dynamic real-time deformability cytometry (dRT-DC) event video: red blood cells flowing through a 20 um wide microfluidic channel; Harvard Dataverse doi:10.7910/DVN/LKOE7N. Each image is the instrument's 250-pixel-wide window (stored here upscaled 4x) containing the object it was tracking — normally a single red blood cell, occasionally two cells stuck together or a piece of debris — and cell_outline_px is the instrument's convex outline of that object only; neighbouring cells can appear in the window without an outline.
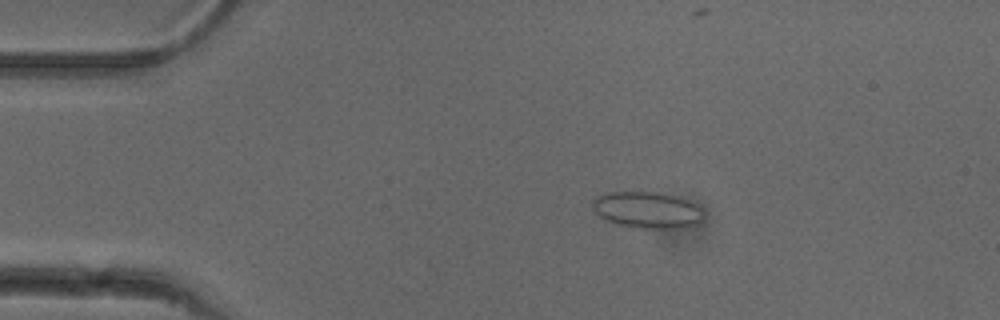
{"species": "common noctule bat (a hibernating species)", "species_latin": "Nyctalus noctula", "temperature_condition": "cold", "stored_images_in_passage": 54, "camera_frame_rate_fps": 3000, "um_per_image_px": 0.085, "animal": {"sex": "female"}, "frame": {"image": 1, "passage_image": 10, "time_ms": 3.0, "image_size_px": [1000, 320], "cell_outline_px": [[704, 220], [700, 224], [692, 228], [636, 228], [604, 220], [592, 208], [592, 200], [596, 196], [604, 192], [652, 192], [680, 196], [704, 208]], "centroid_in_image_um": [55.09, 17.85], "position_along_channel_um": 29.9, "area_um2": 24.28}}
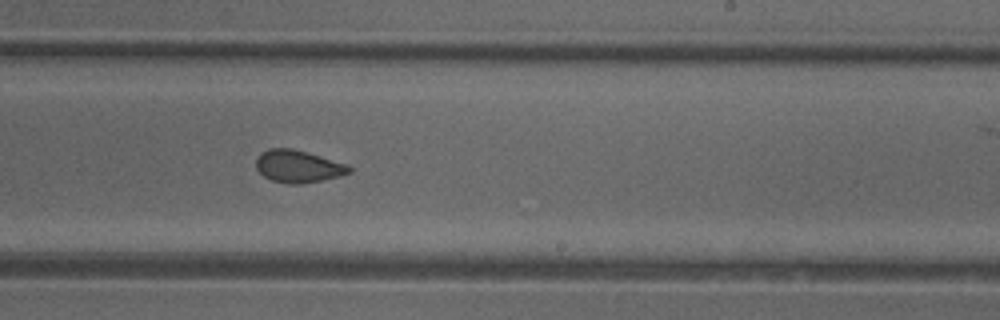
{"frame": {"image": 2, "passage_image": 32, "time_ms": 10.333, "image_size_px": [1000, 320], "cell_outline_px": [[352, 172], [340, 176], [300, 184], [288, 184], [272, 180], [264, 176], [256, 168], [256, 160], [260, 152], [268, 148], [292, 148], [348, 164], [352, 168]], "centroid_in_image_um": [25.34, 14.13], "position_along_channel_um": 263.7, "area_um2": 17.57}}
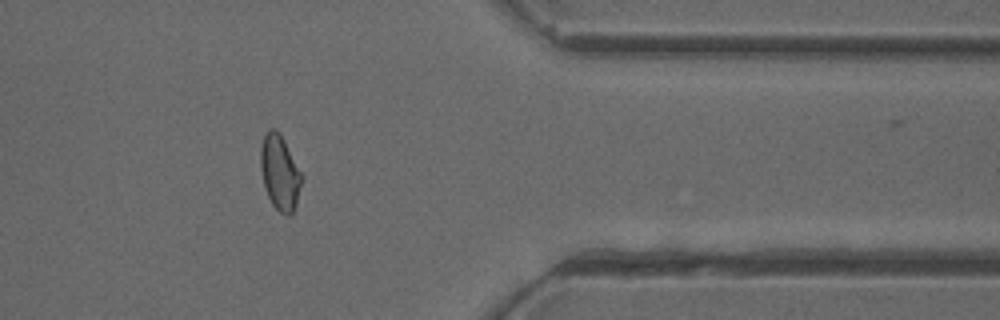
{"frame": {"image": 3, "passage_image": 43, "time_ms": 14.0, "image_size_px": [1000, 320], "cell_outline_px": [[304, 176], [296, 204], [292, 212], [288, 216], [280, 212], [272, 204], [268, 196], [264, 184], [260, 168], [260, 148], [264, 136], [268, 128], [276, 128], [280, 132]], "centroid_in_image_um": [23.79, 14.63], "position_along_channel_um": 387.6, "area_um2": 18.15}, "authors_computed_cell_mechanics": {"area_um2": 18.1781, "velocity_mm_per_s": 3.8865, "shape_relaxation_time_tau1_ms": null, "shape_relaxation_time_tau2_ms": 1.933, "deformation_change_tau1": null, "deformation_change_tau2": 0.0606}}